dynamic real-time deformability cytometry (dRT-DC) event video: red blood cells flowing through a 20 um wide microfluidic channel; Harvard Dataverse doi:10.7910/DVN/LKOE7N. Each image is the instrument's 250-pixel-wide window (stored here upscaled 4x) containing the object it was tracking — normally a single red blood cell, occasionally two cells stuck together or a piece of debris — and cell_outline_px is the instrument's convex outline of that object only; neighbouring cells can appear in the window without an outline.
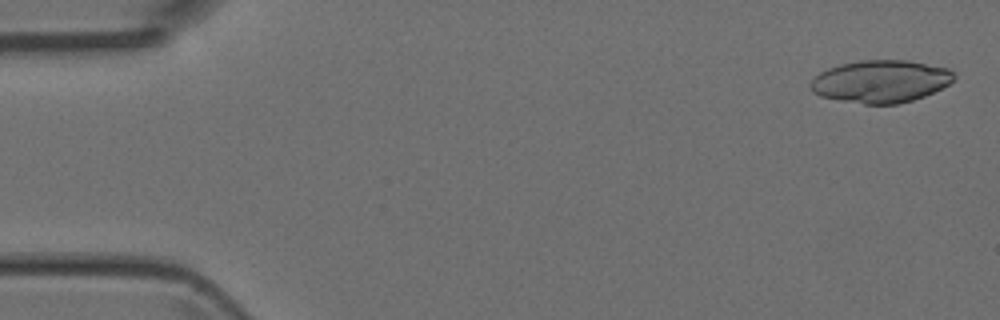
{"species": "Egyptian fruit bat (a non-hibernating species)", "species_latin": "Rousettus aegyptiacus", "temperature_condition": "room temperature", "stored_images_in_passage": 4, "camera_frame_rate_fps": 3000, "um_per_image_px": 0.085, "animal": {"sex": "female"}, "frame": {"image": 1, "passage_image": 1, "time_ms": 0.0, "image_size_px": [1000, 320], "cell_outline_px": [[956, 76], [948, 84], [924, 96], [912, 100], [896, 104], [864, 104], [820, 96], [812, 92], [808, 84], [820, 72], [828, 68], [840, 64], [860, 60], [908, 60], [948, 68]], "centroid_in_image_um": [74.83, 6.91], "position_along_channel_um": 10.2, "area_um2": 35.37}}